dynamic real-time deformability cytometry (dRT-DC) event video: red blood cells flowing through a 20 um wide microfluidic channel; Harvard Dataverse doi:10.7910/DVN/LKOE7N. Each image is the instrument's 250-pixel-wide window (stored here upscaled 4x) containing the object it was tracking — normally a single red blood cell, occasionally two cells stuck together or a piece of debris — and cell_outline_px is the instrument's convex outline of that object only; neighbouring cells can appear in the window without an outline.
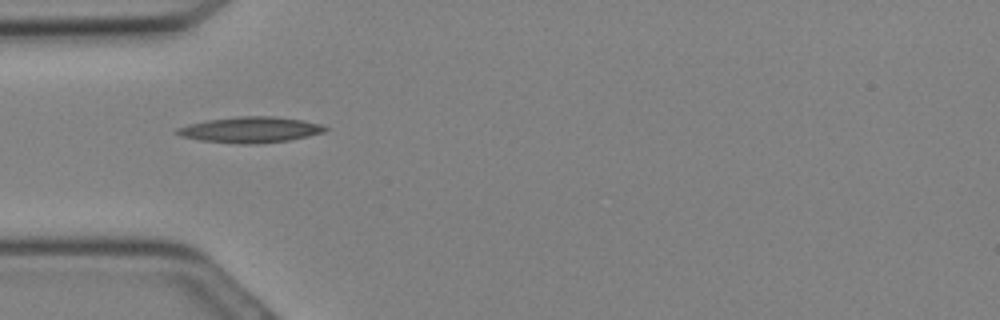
{"species": "Egyptian fruit bat (a non-hibernating species)", "species_latin": "Rousettus aegyptiacus", "temperature_condition": "cold", "stored_images_in_passage": 9, "camera_frame_rate_fps": 3000, "um_per_image_px": 0.085, "animal": {"sex": "female"}, "frame": {"image": 1, "passage_image": 1, "time_ms": 0.0, "image_size_px": [1000, 320], "cell_outline_px": [[328, 128], [324, 132], [308, 136], [288, 140], [252, 144], [240, 144], [200, 140], [180, 136], [172, 132], [176, 128], [188, 124], [204, 120], [236, 116], [272, 116], [304, 120], [324, 124]], "centroid_in_image_um": [21.25, 11.02], "position_along_channel_um": 63.8, "area_um2": 22.54}}
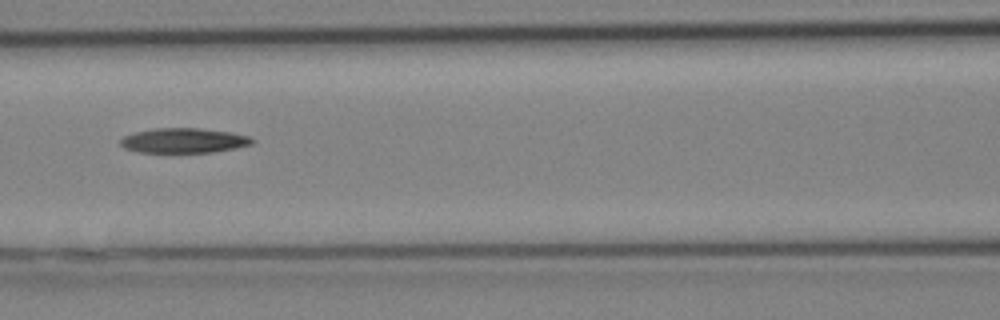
{"frame": {"image": 2, "passage_image": 5, "time_ms": 1.333, "image_size_px": [1000, 320], "cell_outline_px": [[252, 144], [236, 148], [212, 152], [136, 152], [124, 148], [120, 144], [120, 140], [124, 136], [136, 132], [156, 128], [200, 128], [228, 132], [248, 136], [252, 140]], "centroid_in_image_um": [15.58, 11.95], "position_along_channel_um": 151.0, "area_um2": 18.84}}
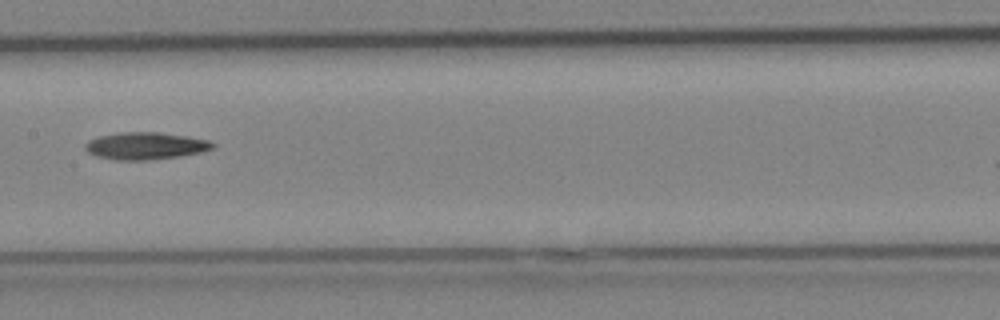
{"frame": {"image": 3, "passage_image": 7, "time_ms": 2.0, "image_size_px": [1000, 320], "cell_outline_px": [[216, 148], [200, 152], [180, 156], [152, 160], [112, 160], [96, 156], [88, 152], [84, 148], [84, 144], [88, 140], [100, 136], [120, 132], [160, 132], [188, 136], [208, 140], [216, 144]], "centroid_in_image_um": [12.37, 12.4], "position_along_channel_um": 195.0, "area_um2": 20.46}}